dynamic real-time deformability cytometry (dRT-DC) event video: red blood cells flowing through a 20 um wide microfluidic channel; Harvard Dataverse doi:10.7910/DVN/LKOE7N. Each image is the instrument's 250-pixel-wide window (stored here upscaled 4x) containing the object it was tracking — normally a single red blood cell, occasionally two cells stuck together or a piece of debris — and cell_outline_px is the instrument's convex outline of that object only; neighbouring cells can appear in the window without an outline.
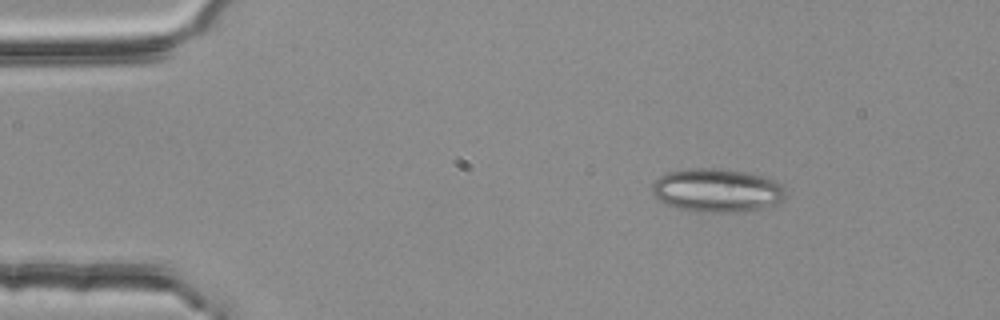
{"species": "common noctule bat (a hibernating species)", "species_latin": "Nyctalus noctula", "temperature_condition": "room temperature", "stored_images_in_passage": 2, "camera_frame_rate_fps": 3000, "um_per_image_px": 0.085, "animal": {"sex": "female", "body_mass_g": 25.1}, "frame": {"image": 1, "passage_image": 1, "time_ms": 0.0, "image_size_px": [1000, 320], "cell_outline_px": [[784, 200], [776, 204], [764, 208], [740, 212], [696, 212], [676, 208], [660, 200], [652, 192], [652, 184], [660, 176], [668, 172], [688, 168], [712, 168], [744, 172], [776, 180], [784, 188]], "centroid_in_image_um": [60.94, 16.19], "position_along_channel_um": 24.1, "area_um2": 33.81}}